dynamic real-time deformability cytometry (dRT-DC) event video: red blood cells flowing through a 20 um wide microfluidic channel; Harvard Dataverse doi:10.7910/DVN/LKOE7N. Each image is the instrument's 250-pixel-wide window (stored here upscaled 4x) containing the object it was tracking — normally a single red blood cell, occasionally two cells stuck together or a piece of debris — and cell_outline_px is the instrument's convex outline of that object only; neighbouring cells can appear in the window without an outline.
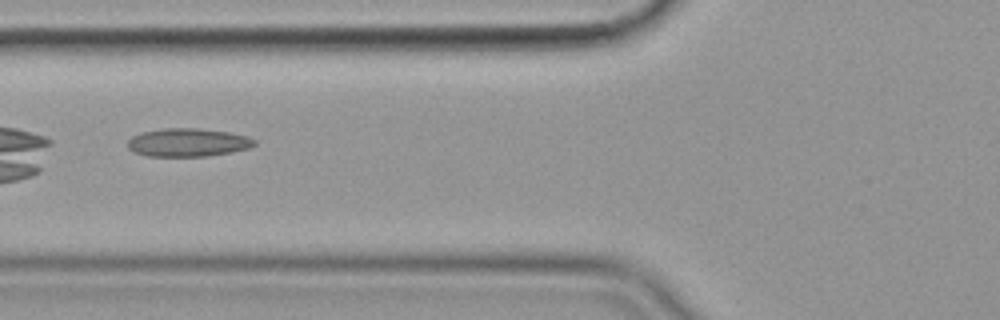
{"species": "common noctule bat (a hibernating species)", "species_latin": "Nyctalus noctula", "temperature_condition": "cold", "stored_images_in_passage": 31, "camera_frame_rate_fps": 3000, "um_per_image_px": 0.085, "animal": {"sex": "female", "body_mass_g": 19.9}, "frame": {"image": 1, "passage_image": 4, "time_ms": 1.0, "image_size_px": [1000, 320], "cell_outline_px": [[256, 144], [248, 148], [232, 152], [208, 156], [148, 156], [136, 152], [128, 148], [128, 140], [132, 136], [140, 132], [164, 128], [196, 128], [228, 132], [248, 136], [256, 140]], "centroid_in_image_um": [15.98, 12.1], "position_along_channel_um": 109.8, "area_um2": 20.87}}
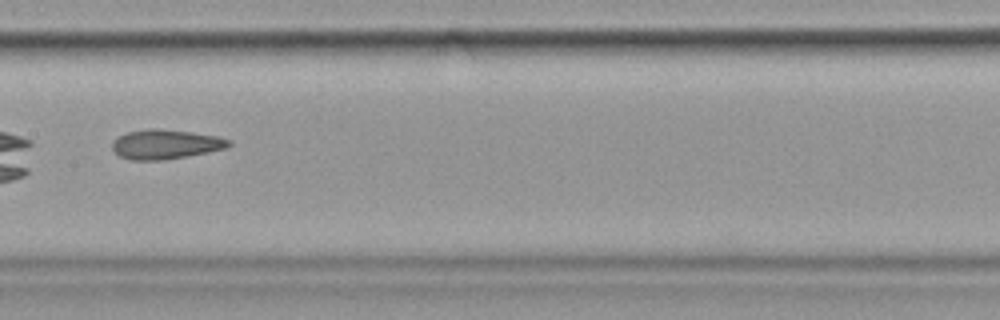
{"frame": {"image": 2, "passage_image": 11, "time_ms": 3.333, "image_size_px": [1000, 320], "cell_outline_px": [[232, 144], [228, 148], [164, 160], [132, 160], [120, 156], [112, 148], [112, 140], [128, 132], [148, 128], [156, 128], [192, 132], [216, 136], [232, 140]], "centroid_in_image_um": [14.09, 12.26], "position_along_channel_um": 193.3, "area_um2": 20.0}}
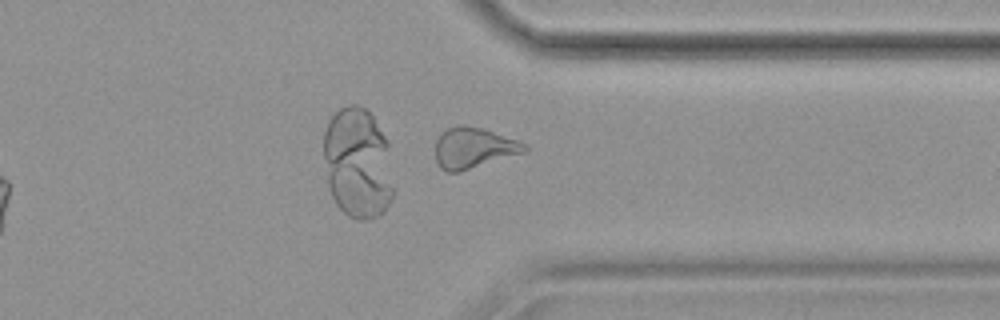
{"frame": {"image": 3, "passage_image": 26, "time_ms": 8.333, "image_size_px": [1000, 320], "cell_outline_px": [[528, 148], [524, 152], [460, 172], [448, 172], [440, 168], [436, 164], [436, 140], [440, 132], [456, 124], [464, 124], [484, 128], [520, 140], [528, 144]], "centroid_in_image_um": [40.25, 12.55], "position_along_channel_um": 371.1, "area_um2": 21.62}}